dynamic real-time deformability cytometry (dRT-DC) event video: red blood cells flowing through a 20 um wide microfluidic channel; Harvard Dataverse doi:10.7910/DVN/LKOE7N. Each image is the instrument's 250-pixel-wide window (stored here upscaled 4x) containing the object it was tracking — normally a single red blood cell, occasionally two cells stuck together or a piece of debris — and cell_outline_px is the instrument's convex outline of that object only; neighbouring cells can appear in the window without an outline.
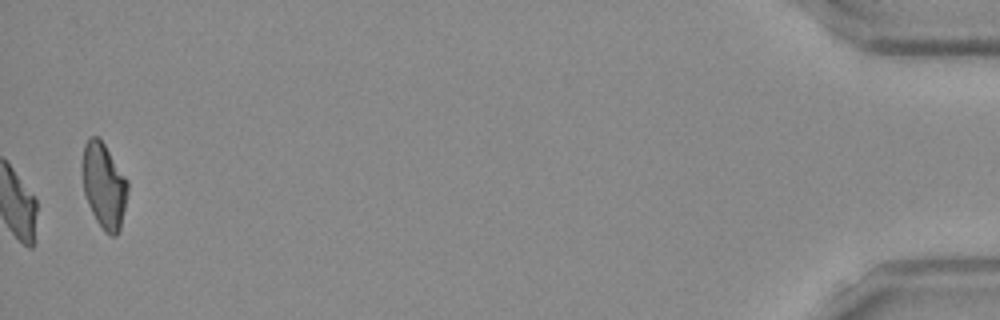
{"species": "Egyptian fruit bat (a non-hibernating species)", "species_latin": "Rousettus aegyptiacus", "temperature_condition": "room temperature", "stored_images_in_passage": 49, "camera_frame_rate_fps": 3000, "um_per_image_px": 0.085, "frame": {"image": 1, "passage_image": 49, "time_ms": 16.0, "image_size_px": [1000, 320], "cell_outline_px": [[128, 188], [120, 228], [116, 236], [112, 236], [104, 232], [96, 220], [88, 204], [84, 192], [84, 144], [92, 136], [96, 136], [104, 144], [128, 180]], "centroid_in_image_um": [8.86, 15.82], "position_along_channel_um": 426.3, "area_um2": 21.91}, "authors_computed_cell_mechanics": {"area_um2": 19.5942, "velocity_mm_per_s": 3.9418, "shape_relaxation_time_tau1_ms": 8.7097, "shape_relaxation_time_tau2_ms": 2.6017, "deformation_change_tau1": 0.2505, "deformation_change_tau2": 0.0858}}